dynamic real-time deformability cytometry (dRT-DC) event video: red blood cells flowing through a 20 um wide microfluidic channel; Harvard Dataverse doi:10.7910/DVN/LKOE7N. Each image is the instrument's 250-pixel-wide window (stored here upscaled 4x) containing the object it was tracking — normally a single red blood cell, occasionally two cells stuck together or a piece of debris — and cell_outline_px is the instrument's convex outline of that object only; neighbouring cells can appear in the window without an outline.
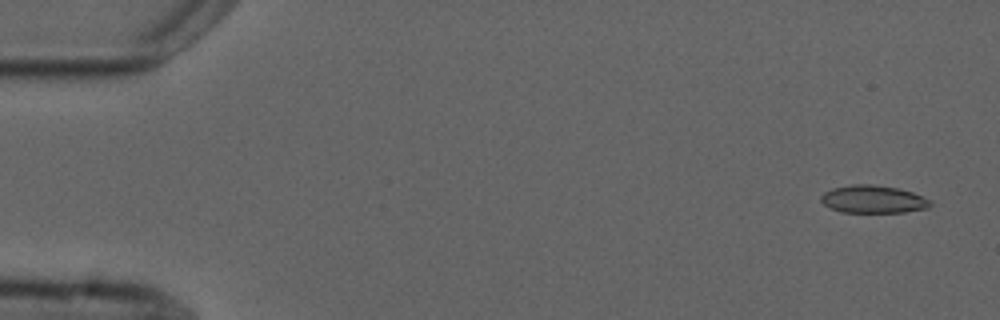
{"species": "common noctule bat (a hibernating species)", "species_latin": "Nyctalus noctula", "temperature_condition": "cold", "stored_images_in_passage": 4, "camera_frame_rate_fps": 3000, "um_per_image_px": 0.085, "animal": {"sex": "male", "forearm_length_mm": 52.5}, "frame": {"image": 1, "passage_image": 1, "time_ms": 0.0, "image_size_px": [1000, 320], "cell_outline_px": [[932, 204], [928, 208], [904, 212], [840, 212], [824, 204], [820, 200], [820, 196], [824, 192], [832, 188], [852, 184], [872, 184], [900, 188], [912, 192], [932, 200]], "centroid_in_image_um": [74.23, 16.93], "position_along_channel_um": 10.8, "area_um2": 17.8}}